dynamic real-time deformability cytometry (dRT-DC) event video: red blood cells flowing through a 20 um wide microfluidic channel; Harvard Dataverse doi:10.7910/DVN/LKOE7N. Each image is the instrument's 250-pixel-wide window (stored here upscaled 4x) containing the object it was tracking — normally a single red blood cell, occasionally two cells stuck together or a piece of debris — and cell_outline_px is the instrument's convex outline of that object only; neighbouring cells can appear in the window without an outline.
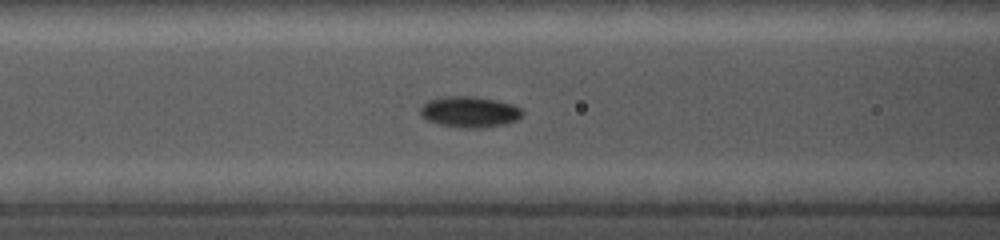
{"species": "common noctule bat (a hibernating species)", "species_latin": "Nyctalus noctula", "temperature_condition": "cold", "stored_images_in_passage": 16, "camera_frame_rate_fps": 5000, "um_per_image_px": 0.085, "animal": {"sex": "female", "body_mass_g": 19.0, "forearm_length_mm": 56.7}, "frame": {"image": 1, "passage_image": 12, "time_ms": 4.6, "image_size_px": [1000, 240], "cell_outline_px": [[524, 116], [516, 120], [504, 124], [484, 128], [460, 128], [436, 124], [420, 116], [420, 108], [428, 100], [452, 96], [472, 96], [496, 100], [512, 104], [520, 108], [524, 112]], "centroid_in_image_um": [39.92, 9.53], "position_along_channel_um": 126.7, "area_um2": 18.55}}
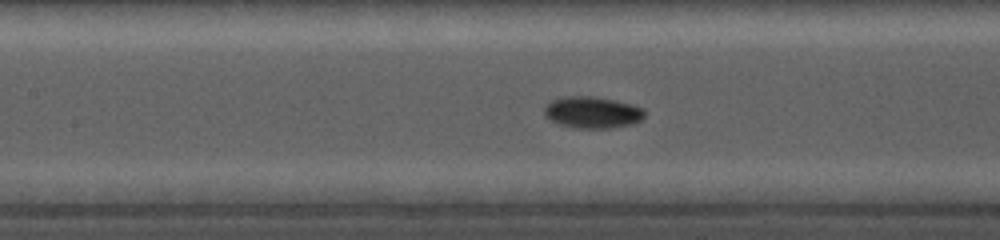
{"frame": {"image": 2, "passage_image": 14, "time_ms": 5.4, "image_size_px": [1000, 240], "cell_outline_px": [[644, 116], [640, 120], [632, 124], [612, 128], [572, 128], [548, 120], [544, 116], [544, 108], [552, 100], [564, 96], [592, 96], [616, 100], [632, 104], [644, 108]], "centroid_in_image_um": [50.34, 9.55], "position_along_channel_um": 157.1, "area_um2": 18.67}}